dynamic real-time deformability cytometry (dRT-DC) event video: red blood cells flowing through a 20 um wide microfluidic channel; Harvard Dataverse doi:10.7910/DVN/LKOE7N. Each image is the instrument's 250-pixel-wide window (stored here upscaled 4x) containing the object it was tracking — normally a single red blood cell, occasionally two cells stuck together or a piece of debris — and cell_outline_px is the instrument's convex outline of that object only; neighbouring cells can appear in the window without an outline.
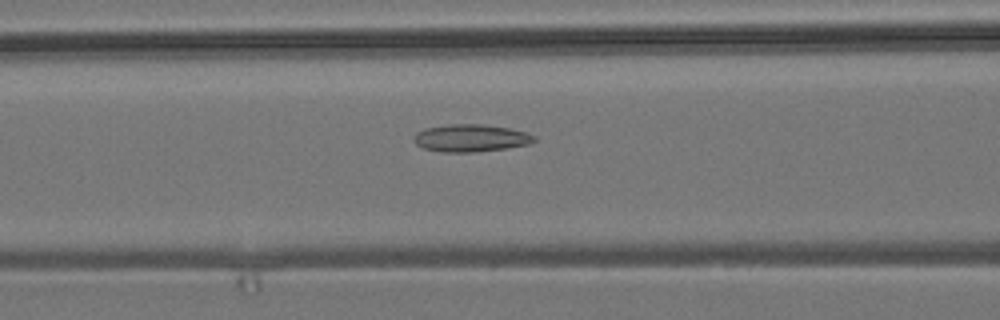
{"species": "common noctule bat (a hibernating species)", "species_latin": "Nyctalus noctula", "temperature_condition": "room temperature", "stored_images_in_passage": 48, "camera_frame_rate_fps": 3000, "um_per_image_px": 0.085, "animal": {"sex": "male", "body_mass_g": 19.2, "forearm_length_mm": 51.8}, "frame": {"image": 1, "passage_image": 16, "time_ms": 5.0, "image_size_px": [1000, 320], "cell_outline_px": [[536, 140], [528, 144], [504, 148], [476, 152], [444, 152], [424, 148], [416, 144], [416, 132], [424, 128], [448, 124], [484, 124], [508, 128], [524, 132], [536, 136]], "centroid_in_image_um": [40.02, 11.72], "position_along_channel_um": 126.6, "area_um2": 19.02}}
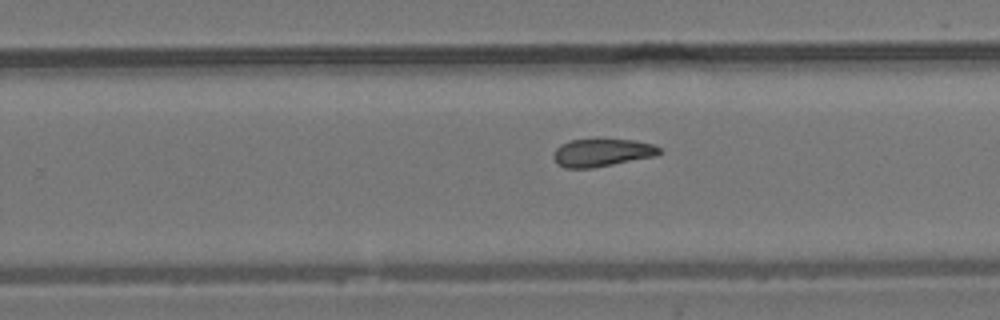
{"frame": {"image": 2, "passage_image": 28, "time_ms": 9.0, "image_size_px": [1000, 320], "cell_outline_px": [[664, 152], [656, 156], [592, 168], [564, 168], [556, 164], [552, 156], [552, 152], [560, 144], [572, 140], [636, 140], [652, 144], [660, 148]], "centroid_in_image_um": [51.15, 12.99], "position_along_channel_um": 278.6, "area_um2": 17.22}}
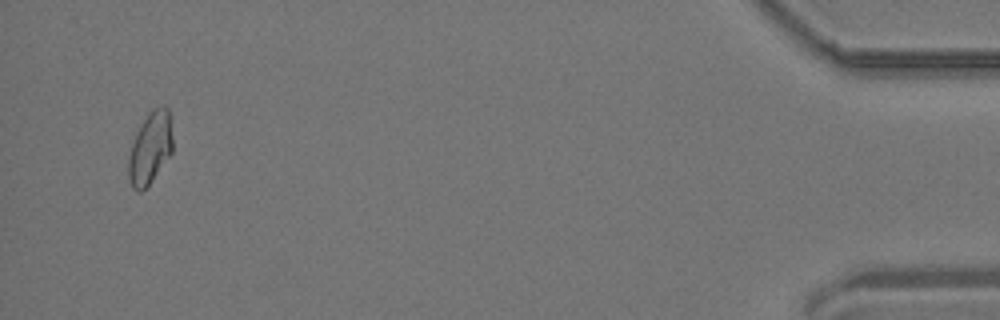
{"frame": {"image": 3, "passage_image": 46, "time_ms": 15.0, "image_size_px": [1000, 320], "cell_outline_px": [[172, 152], [152, 180], [140, 192], [136, 192], [132, 188], [128, 176], [128, 156], [136, 132], [148, 112], [152, 108], [164, 104], [168, 108], [172, 136]], "centroid_in_image_um": [12.75, 12.56], "position_along_channel_um": 422.4, "area_um2": 18.55}, "authors_computed_cell_mechanics": {"area_um2": 18.2648, "velocity_mm_per_s": 3.8145, "shape_relaxation_time_tau1_ms": null, "shape_relaxation_time_tau2_ms": 4.4873, "deformation_change_tau1": null, "deformation_change_tau2": 0.0993}}